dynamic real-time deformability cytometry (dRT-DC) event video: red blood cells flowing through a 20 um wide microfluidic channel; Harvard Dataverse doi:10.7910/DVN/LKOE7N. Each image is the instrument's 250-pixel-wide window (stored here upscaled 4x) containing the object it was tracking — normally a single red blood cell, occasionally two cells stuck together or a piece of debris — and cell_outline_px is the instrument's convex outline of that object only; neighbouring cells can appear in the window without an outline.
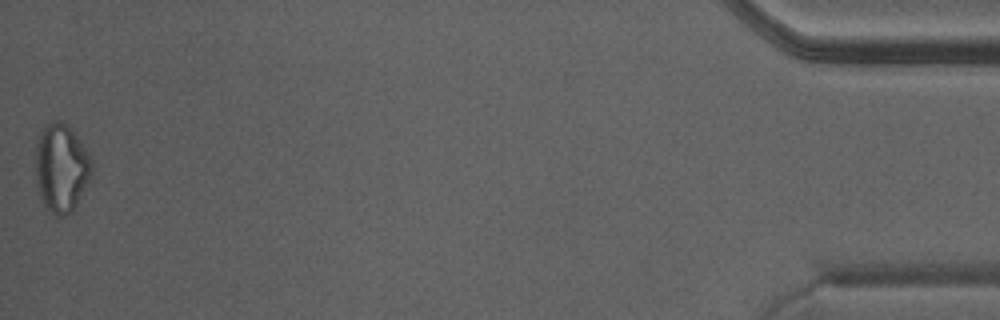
{"species": "Egyptian fruit bat (a non-hibernating species)", "species_latin": "Rousettus aegyptiacus", "temperature_condition": "warm", "stored_images_in_passage": 27, "camera_frame_rate_fps": 3000, "um_per_image_px": 0.085, "animal": {"sex": "male"}, "frame": {"image": 1, "passage_image": 27, "time_ms": 8.667, "image_size_px": [1000, 320], "cell_outline_px": [[84, 172], [72, 196], [52, 200], [48, 200], [44, 192], [40, 172], [40, 148], [44, 136], [48, 132], [68, 136], [72, 140], [84, 160]], "centroid_in_image_um": [5.1, 14.12], "position_along_channel_um": 430.1, "area_um2": 16.94}}